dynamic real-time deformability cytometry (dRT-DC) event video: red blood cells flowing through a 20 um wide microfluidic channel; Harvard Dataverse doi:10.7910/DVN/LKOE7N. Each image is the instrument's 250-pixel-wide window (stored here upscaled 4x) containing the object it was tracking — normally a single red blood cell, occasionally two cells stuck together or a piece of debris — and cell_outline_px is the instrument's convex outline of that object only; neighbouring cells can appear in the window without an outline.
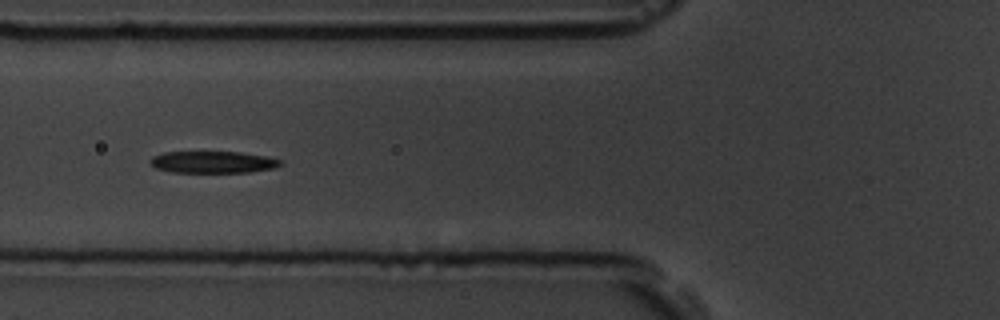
{"species": "common noctule bat (a hibernating species)", "species_latin": "Nyctalus noctula", "temperature_condition": "room temperature", "stored_images_in_passage": 9, "camera_frame_rate_fps": 3000, "um_per_image_px": 0.085, "animal": {"sex": "male", "body_mass_g": 19.5, "forearm_length_mm": 54.6}, "frame": {"image": 1, "passage_image": 6, "time_ms": 5.667, "image_size_px": [1000, 320], "cell_outline_px": [[280, 164], [276, 168], [248, 172], [172, 172], [156, 168], [148, 164], [148, 160], [152, 156], [164, 152], [240, 152], [268, 156], [280, 160]], "centroid_in_image_um": [18.05, 13.77], "position_along_channel_um": 107.7, "area_um2": 16.65}}
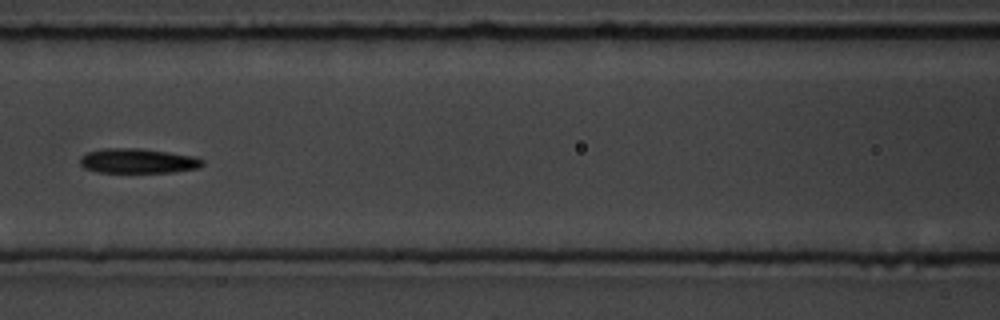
{"frame": {"image": 2, "passage_image": 7, "time_ms": 7.0, "image_size_px": [1000, 320], "cell_outline_px": [[204, 164], [200, 168], [172, 172], [96, 172], [84, 168], [80, 164], [80, 156], [88, 152], [104, 148], [140, 148], [196, 156], [204, 160]], "centroid_in_image_um": [11.74, 13.67], "position_along_channel_um": 154.9, "area_um2": 17.8}}
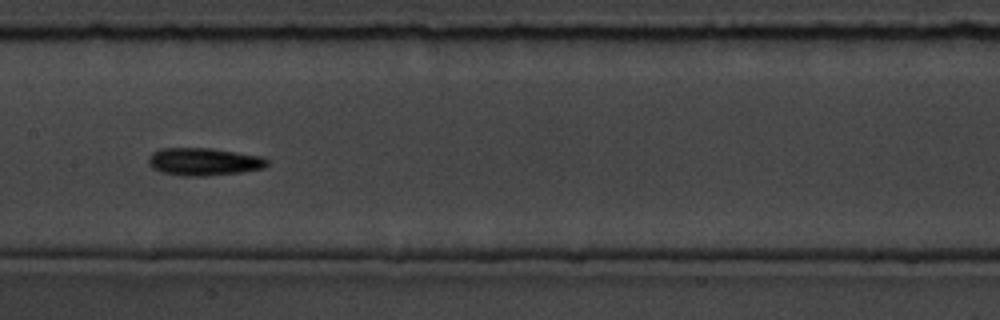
{"frame": {"image": 3, "passage_image": 8, "time_ms": 8.0, "image_size_px": [1000, 320], "cell_outline_px": [[268, 164], [264, 168], [240, 172], [208, 176], [180, 176], [160, 172], [152, 168], [148, 164], [148, 156], [152, 152], [160, 148], [212, 148], [260, 156], [268, 160]], "centroid_in_image_um": [17.27, 13.75], "position_along_channel_um": 190.1, "area_um2": 19.31}}